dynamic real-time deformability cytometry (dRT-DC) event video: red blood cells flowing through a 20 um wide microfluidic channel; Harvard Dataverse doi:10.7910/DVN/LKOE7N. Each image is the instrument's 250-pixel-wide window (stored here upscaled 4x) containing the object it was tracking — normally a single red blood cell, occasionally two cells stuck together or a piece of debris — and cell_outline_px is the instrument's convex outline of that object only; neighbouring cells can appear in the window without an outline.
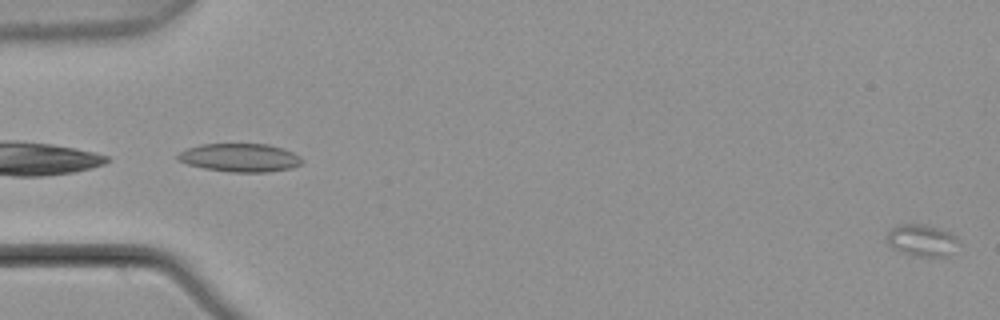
{"species": "common noctule bat (a hibernating species)", "species_latin": "Nyctalus noctula", "temperature_condition": "warm", "stored_images_in_passage": 4, "camera_frame_rate_fps": 3000, "um_per_image_px": 0.085, "animal": {"sex": "male", "body_mass_g": 21.5, "forearm_length_mm": 52.0}, "frame": {"image": 1, "passage_image": 4, "time_ms": 1.0, "image_size_px": [1000, 320], "cell_outline_px": [[956, 240], [948, 256], [916, 256], [900, 252], [892, 248], [888, 244], [888, 232], [892, 228], [900, 224], [920, 224], [936, 228], [948, 232], [956, 236]], "centroid_in_image_um": [78.28, 20.43], "position_along_channel_um": 6.7, "area_um2": 12.77}}